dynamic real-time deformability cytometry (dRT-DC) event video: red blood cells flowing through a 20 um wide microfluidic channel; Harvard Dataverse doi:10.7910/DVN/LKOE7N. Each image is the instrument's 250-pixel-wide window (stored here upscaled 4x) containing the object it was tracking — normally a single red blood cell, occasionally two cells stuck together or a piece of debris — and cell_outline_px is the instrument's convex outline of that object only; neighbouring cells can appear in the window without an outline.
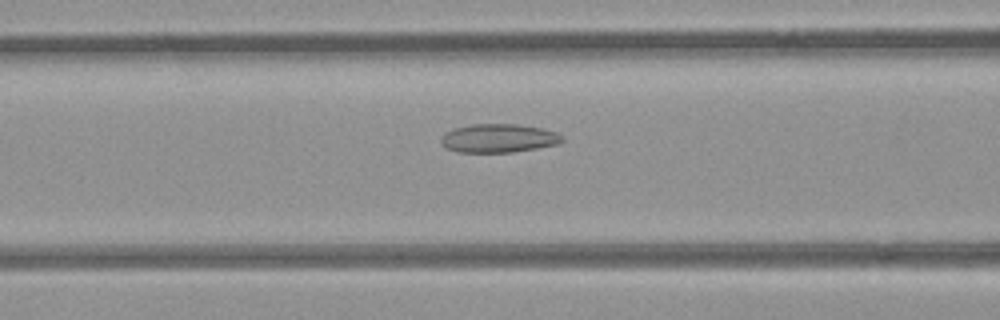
{"species": "common noctule bat (a hibernating species)", "species_latin": "Nyctalus noctula", "temperature_condition": "room temperature", "stored_images_in_passage": 15, "camera_frame_rate_fps": 3000, "um_per_image_px": 0.085, "animal": {"sex": "female", "body_mass_g": 21.9}, "frame": {"image": 1, "passage_image": 13, "time_ms": 4.0, "image_size_px": [1000, 320], "cell_outline_px": [[564, 140], [556, 144], [536, 148], [512, 152], [456, 152], [448, 148], [440, 140], [448, 132], [456, 128], [472, 124], [516, 124], [540, 128], [556, 132], [564, 136]], "centroid_in_image_um": [42.42, 11.75], "position_along_channel_um": 124.2, "area_um2": 19.83}}